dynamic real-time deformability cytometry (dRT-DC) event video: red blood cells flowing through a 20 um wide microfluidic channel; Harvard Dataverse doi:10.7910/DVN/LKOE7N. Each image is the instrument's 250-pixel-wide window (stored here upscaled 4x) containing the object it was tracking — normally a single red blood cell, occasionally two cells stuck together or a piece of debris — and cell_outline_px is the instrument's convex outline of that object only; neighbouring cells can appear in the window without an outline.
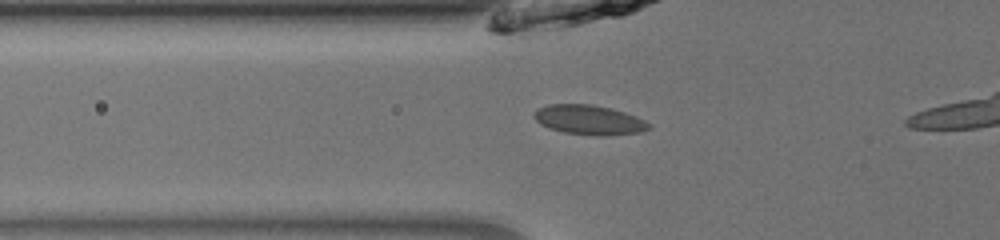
{"species": "common noctule bat (a hibernating species)", "species_latin": "Nyctalus noctula", "temperature_condition": "room temperature", "stored_images_in_passage": 38, "camera_frame_rate_fps": 3000, "um_per_image_px": 0.085, "animal": {"sex": "male", "body_mass_g": 13.0, "forearm_length_mm": 53.1}, "frame": {"image": 1, "passage_image": 11, "time_ms": 3.333, "image_size_px": [1000, 240], "cell_outline_px": [[652, 128], [640, 132], [604, 136], [596, 136], [564, 132], [548, 128], [540, 124], [536, 120], [536, 108], [548, 104], [592, 104], [612, 108], [636, 116], [652, 124]], "centroid_in_image_um": [50.11, 10.19], "position_along_channel_um": 75.7, "area_um2": 19.94}}
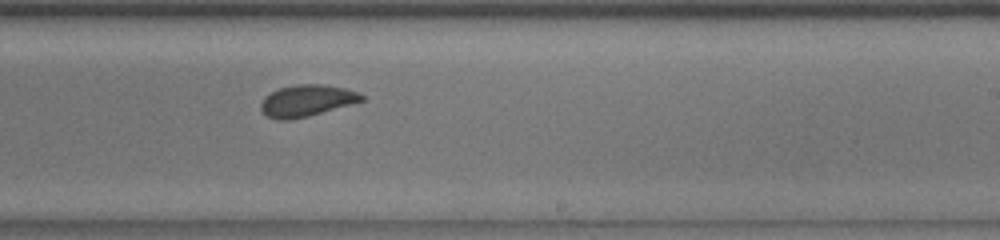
{"frame": {"image": 2, "passage_image": 25, "time_ms": 8.0, "image_size_px": [1000, 240], "cell_outline_px": [[364, 100], [308, 116], [288, 120], [276, 120], [268, 116], [260, 108], [260, 104], [264, 96], [280, 88], [296, 84], [324, 84], [344, 88], [356, 92], [364, 96]], "centroid_in_image_um": [26.04, 8.55], "position_along_channel_um": 263.0, "area_um2": 18.32}}
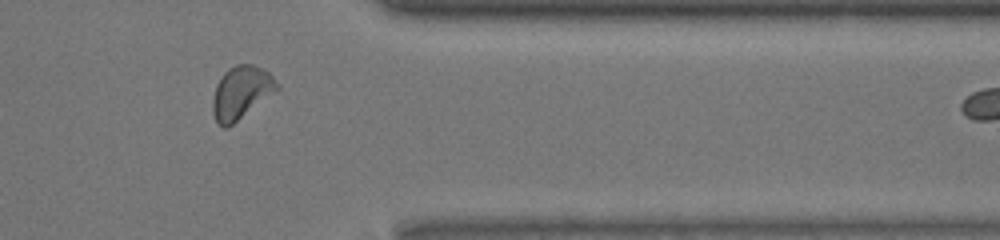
{"frame": {"image": 3, "passage_image": 35, "time_ms": 11.333, "image_size_px": [1000, 240], "cell_outline_px": [[280, 88], [228, 128], [224, 128], [216, 124], [212, 112], [212, 100], [216, 84], [220, 76], [228, 68], [236, 64], [252, 64], [268, 72], [280, 84]], "centroid_in_image_um": [20.47, 7.88], "position_along_channel_um": 390.9, "area_um2": 20.0}}